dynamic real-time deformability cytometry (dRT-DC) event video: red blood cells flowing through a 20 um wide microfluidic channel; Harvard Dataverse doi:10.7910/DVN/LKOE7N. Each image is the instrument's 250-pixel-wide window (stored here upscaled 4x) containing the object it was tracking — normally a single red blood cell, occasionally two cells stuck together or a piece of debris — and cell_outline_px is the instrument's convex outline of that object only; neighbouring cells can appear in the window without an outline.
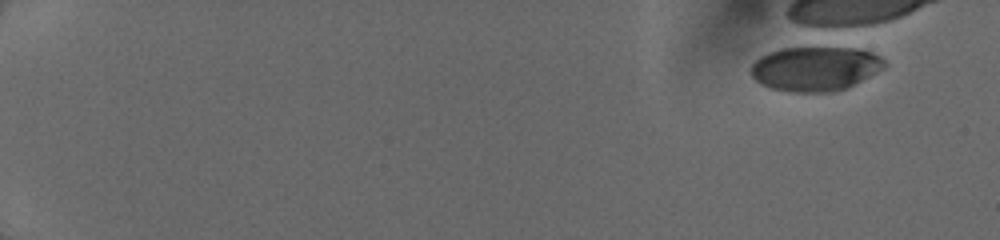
{"species": "human", "species_latin": "Homo sapiens", "temperature_condition": "cold", "stored_images_in_passage": 2, "camera_frame_rate_fps": 3000, "um_per_image_px": 0.085, "donor": {"sex": "female"}, "frame": {"image": 1, "passage_image": 1, "time_ms": 0.0, "image_size_px": [1000, 240], "cell_outline_px": [[888, 64], [884, 68], [848, 88], [836, 92], [788, 92], [772, 88], [760, 84], [752, 76], [752, 64], [760, 56], [768, 52], [780, 48], [860, 48], [872, 52], [880, 56]], "centroid_in_image_um": [69.32, 5.84], "position_along_channel_um": 15.7, "area_um2": 34.8}}